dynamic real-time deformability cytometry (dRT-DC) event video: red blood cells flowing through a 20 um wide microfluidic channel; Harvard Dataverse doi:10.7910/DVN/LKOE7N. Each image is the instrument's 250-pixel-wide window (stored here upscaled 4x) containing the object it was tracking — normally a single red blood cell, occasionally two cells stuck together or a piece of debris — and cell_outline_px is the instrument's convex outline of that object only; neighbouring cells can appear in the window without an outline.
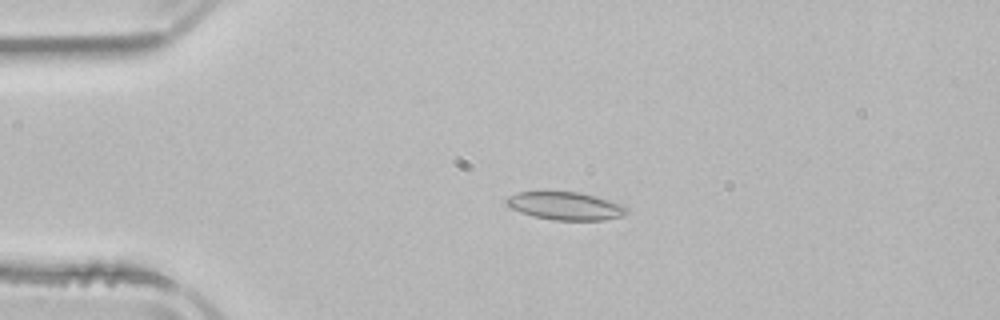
{"species": "common noctule bat (a hibernating species)", "species_latin": "Nyctalus noctula", "temperature_condition": "room temperature", "stored_images_in_passage": 3, "camera_frame_rate_fps": 3000, "um_per_image_px": 0.085, "animal": {"sex": "male", "body_mass_g": 21.5, "forearm_length_mm": 52.0}, "frame": {"image": 1, "passage_image": 3, "time_ms": 2.667, "image_size_px": [1000, 320], "cell_outline_px": [[628, 212], [624, 216], [604, 220], [552, 220], [532, 216], [520, 212], [512, 208], [504, 200], [508, 196], [516, 192], [580, 192], [596, 196], [624, 204], [628, 208]], "centroid_in_image_um": [48.1, 17.51], "position_along_channel_um": 36.9, "area_um2": 19.77}}